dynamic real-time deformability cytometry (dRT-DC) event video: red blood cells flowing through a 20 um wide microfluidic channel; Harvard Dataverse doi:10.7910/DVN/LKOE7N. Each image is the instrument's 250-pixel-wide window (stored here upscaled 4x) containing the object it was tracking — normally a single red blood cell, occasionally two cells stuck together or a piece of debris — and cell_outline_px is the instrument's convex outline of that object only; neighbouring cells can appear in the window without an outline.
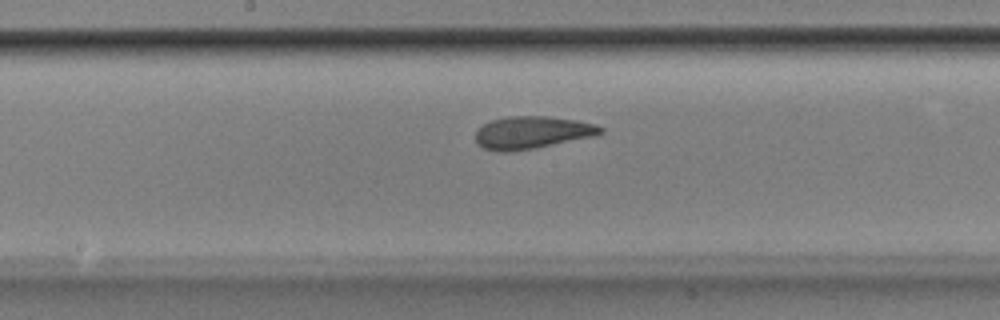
{"species": "Egyptian fruit bat (a non-hibernating species)", "species_latin": "Rousettus aegyptiacus", "temperature_condition": "room temperature", "stored_images_in_passage": 43, "camera_frame_rate_fps": 3000, "um_per_image_px": 0.085, "animal": {"sex": "male"}, "frame": {"image": 1, "passage_image": 18, "time_ms": 5.667, "image_size_px": [1000, 320], "cell_outline_px": [[604, 132], [592, 136], [536, 148], [512, 152], [496, 152], [484, 148], [476, 144], [476, 128], [492, 120], [508, 116], [548, 116], [576, 120], [596, 124], [604, 128]], "centroid_in_image_um": [45.19, 11.27], "position_along_channel_um": 203.0, "area_um2": 23.81}}
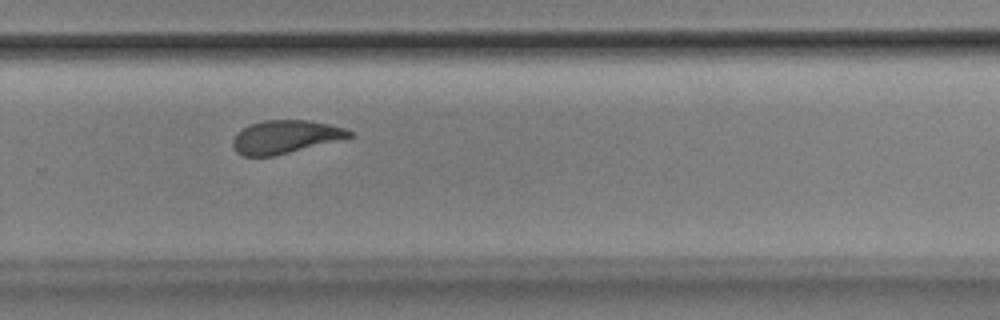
{"frame": {"image": 2, "passage_image": 26, "time_ms": 8.333, "image_size_px": [1000, 320], "cell_outline_px": [[352, 136], [272, 156], [244, 156], [236, 152], [232, 144], [232, 140], [248, 124], [264, 120], [308, 120], [328, 124], [344, 128], [352, 132]], "centroid_in_image_um": [24.19, 11.62], "position_along_channel_um": 305.6, "area_um2": 21.91}}
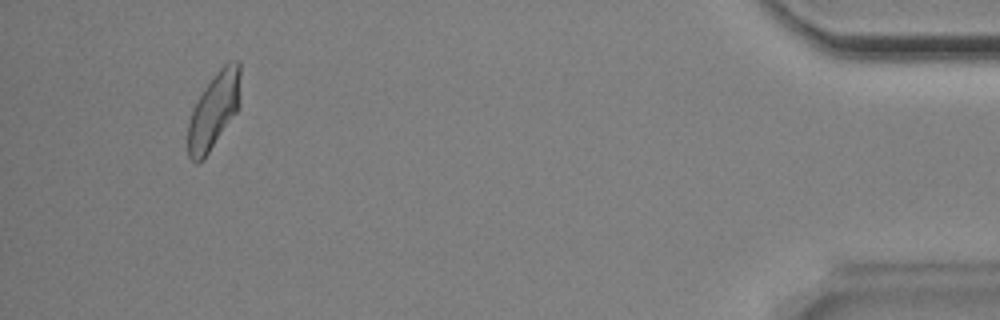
{"frame": {"image": 3, "passage_image": 40, "time_ms": 13.0, "image_size_px": [1000, 320], "cell_outline_px": [[240, 104], [236, 112], [204, 160], [200, 164], [196, 164], [188, 156], [188, 124], [192, 112], [204, 88], [216, 72], [228, 60], [240, 60]], "centroid_in_image_um": [18.2, 9.4], "position_along_channel_um": 417.0, "area_um2": 23.29}, "authors_computed_cell_mechanics": {"area_um2": 23.409, "velocity_mm_per_s": 3.8689, "shape_relaxation_time_tau1_ms": 3.6826, "shape_relaxation_time_tau2_ms": 1.8378, "deformation_change_tau1": 0.1465, "deformation_change_tau2": 0.1036}}